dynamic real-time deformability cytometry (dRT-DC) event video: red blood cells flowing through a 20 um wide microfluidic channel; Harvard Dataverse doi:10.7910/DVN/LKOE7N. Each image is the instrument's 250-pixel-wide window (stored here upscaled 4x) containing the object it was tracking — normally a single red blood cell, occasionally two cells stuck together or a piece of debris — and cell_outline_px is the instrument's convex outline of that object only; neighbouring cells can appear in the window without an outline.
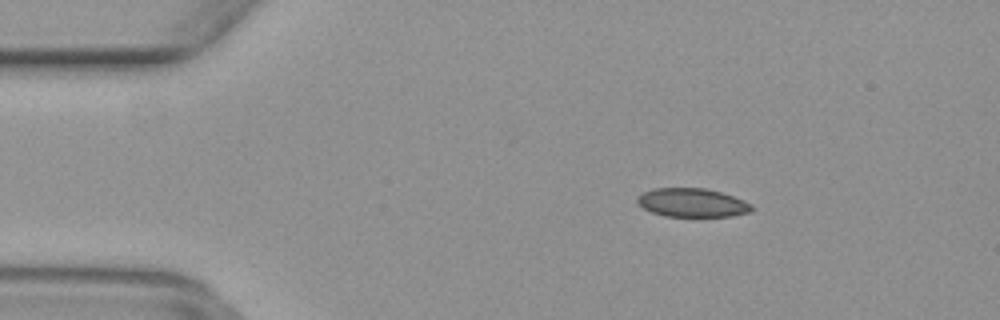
{"species": "common noctule bat (a hibernating species)", "species_latin": "Nyctalus noctula", "temperature_condition": "warm", "stored_images_in_passage": 43, "camera_frame_rate_fps": 3000, "um_per_image_px": 0.085, "animal": {"sex": "female", "body_mass_g": 29.2, "forearm_length_mm": 56.3}, "frame": {"image": 1, "passage_image": 1, "time_ms": 0.0, "image_size_px": [1000, 320], "cell_outline_px": [[756, 208], [752, 212], [732, 216], [664, 216], [652, 212], [636, 204], [636, 196], [652, 188], [704, 188], [720, 192], [744, 200], [752, 204]], "centroid_in_image_um": [58.84, 17.23], "position_along_channel_um": 26.2, "area_um2": 19.31}}
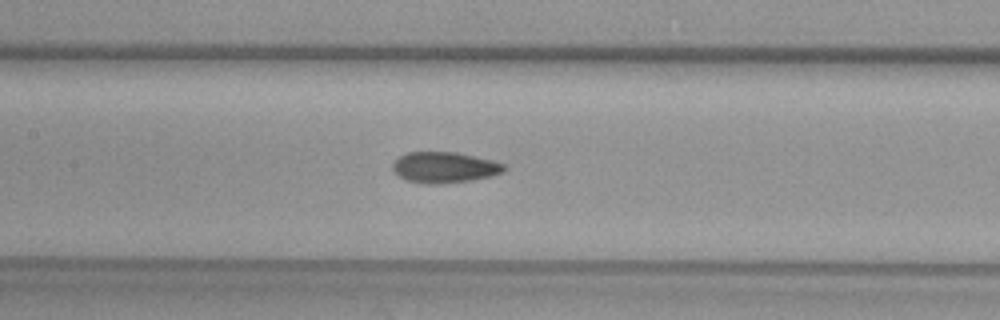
{"frame": {"image": 2, "passage_image": 16, "time_ms": 5.0, "image_size_px": [1000, 320], "cell_outline_px": [[508, 168], [504, 172], [492, 176], [472, 180], [436, 184], [428, 184], [408, 180], [400, 176], [392, 168], [392, 164], [400, 156], [408, 152], [456, 152], [492, 160], [504, 164]], "centroid_in_image_um": [37.83, 14.22], "position_along_channel_um": 169.6, "area_um2": 19.94}}
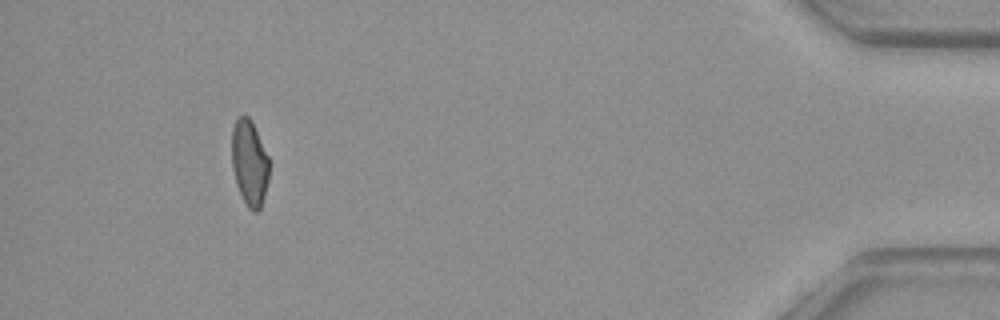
{"frame": {"image": 3, "passage_image": 39, "time_ms": 12.667, "image_size_px": [1000, 320], "cell_outline_px": [[268, 180], [264, 196], [260, 208], [256, 212], [252, 212], [248, 208], [236, 184], [232, 168], [232, 128], [236, 120], [240, 116], [248, 116], [252, 120], [268, 156]], "centroid_in_image_um": [21.2, 13.83], "position_along_channel_um": 414.0, "area_um2": 18.55}}